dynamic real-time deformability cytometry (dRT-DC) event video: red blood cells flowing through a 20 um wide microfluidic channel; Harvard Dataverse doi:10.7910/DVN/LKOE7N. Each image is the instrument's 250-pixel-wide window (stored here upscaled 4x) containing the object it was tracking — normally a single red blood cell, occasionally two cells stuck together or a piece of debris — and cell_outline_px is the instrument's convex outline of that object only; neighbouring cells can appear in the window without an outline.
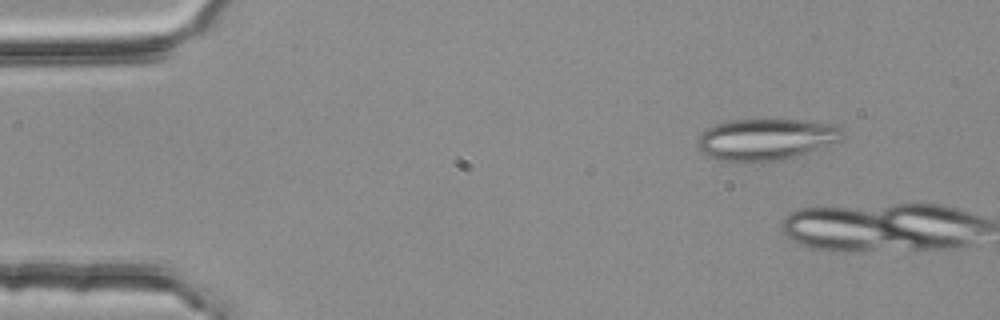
{"species": "common noctule bat (a hibernating species)", "species_latin": "Nyctalus noctula", "temperature_condition": "room temperature", "stored_images_in_passage": 4, "camera_frame_rate_fps": 3000, "um_per_image_px": 0.085, "animal": {"sex": "female", "body_mass_g": 25.1}, "frame": {"image": 1, "passage_image": 2, "time_ms": 0.333, "image_size_px": [1000, 320], "cell_outline_px": [[844, 140], [784, 160], [760, 164], [720, 160], [708, 156], [700, 152], [696, 144], [696, 140], [708, 128], [716, 124], [732, 120], [808, 120], [832, 124], [840, 128], [844, 132]], "centroid_in_image_um": [65.12, 11.88], "position_along_channel_um": 19.9, "area_um2": 35.72}}